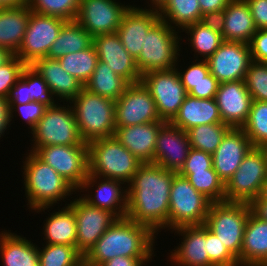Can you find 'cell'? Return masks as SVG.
Here are the masks:
<instances>
[{
    "label": "cell",
    "mask_w": 267,
    "mask_h": 266,
    "mask_svg": "<svg viewBox=\"0 0 267 266\" xmlns=\"http://www.w3.org/2000/svg\"><path fill=\"white\" fill-rule=\"evenodd\" d=\"M27 5L32 12L72 21L77 18L80 0H28Z\"/></svg>",
    "instance_id": "obj_42"
},
{
    "label": "cell",
    "mask_w": 267,
    "mask_h": 266,
    "mask_svg": "<svg viewBox=\"0 0 267 266\" xmlns=\"http://www.w3.org/2000/svg\"><path fill=\"white\" fill-rule=\"evenodd\" d=\"M30 66L39 73L60 102H71L84 88L79 80L62 68L58 59L39 58Z\"/></svg>",
    "instance_id": "obj_27"
},
{
    "label": "cell",
    "mask_w": 267,
    "mask_h": 266,
    "mask_svg": "<svg viewBox=\"0 0 267 266\" xmlns=\"http://www.w3.org/2000/svg\"><path fill=\"white\" fill-rule=\"evenodd\" d=\"M181 34L159 19L147 32L141 53L136 59L140 74L175 68L180 57V41L184 40Z\"/></svg>",
    "instance_id": "obj_6"
},
{
    "label": "cell",
    "mask_w": 267,
    "mask_h": 266,
    "mask_svg": "<svg viewBox=\"0 0 267 266\" xmlns=\"http://www.w3.org/2000/svg\"><path fill=\"white\" fill-rule=\"evenodd\" d=\"M188 179L191 185L212 203L225 201V184L213 169L200 172H178Z\"/></svg>",
    "instance_id": "obj_39"
},
{
    "label": "cell",
    "mask_w": 267,
    "mask_h": 266,
    "mask_svg": "<svg viewBox=\"0 0 267 266\" xmlns=\"http://www.w3.org/2000/svg\"><path fill=\"white\" fill-rule=\"evenodd\" d=\"M40 160L50 165L76 191L88 175V145H52L31 148Z\"/></svg>",
    "instance_id": "obj_11"
},
{
    "label": "cell",
    "mask_w": 267,
    "mask_h": 266,
    "mask_svg": "<svg viewBox=\"0 0 267 266\" xmlns=\"http://www.w3.org/2000/svg\"><path fill=\"white\" fill-rule=\"evenodd\" d=\"M14 55L8 49L0 47V67L7 63Z\"/></svg>",
    "instance_id": "obj_60"
},
{
    "label": "cell",
    "mask_w": 267,
    "mask_h": 266,
    "mask_svg": "<svg viewBox=\"0 0 267 266\" xmlns=\"http://www.w3.org/2000/svg\"><path fill=\"white\" fill-rule=\"evenodd\" d=\"M141 82L156 103L161 120L170 122L188 94L177 70L173 68L145 73L141 76Z\"/></svg>",
    "instance_id": "obj_13"
},
{
    "label": "cell",
    "mask_w": 267,
    "mask_h": 266,
    "mask_svg": "<svg viewBox=\"0 0 267 266\" xmlns=\"http://www.w3.org/2000/svg\"><path fill=\"white\" fill-rule=\"evenodd\" d=\"M27 65L16 55L0 67V97L7 98L10 89L21 78Z\"/></svg>",
    "instance_id": "obj_45"
},
{
    "label": "cell",
    "mask_w": 267,
    "mask_h": 266,
    "mask_svg": "<svg viewBox=\"0 0 267 266\" xmlns=\"http://www.w3.org/2000/svg\"><path fill=\"white\" fill-rule=\"evenodd\" d=\"M2 266H39L38 245L11 230L0 232Z\"/></svg>",
    "instance_id": "obj_30"
},
{
    "label": "cell",
    "mask_w": 267,
    "mask_h": 266,
    "mask_svg": "<svg viewBox=\"0 0 267 266\" xmlns=\"http://www.w3.org/2000/svg\"><path fill=\"white\" fill-rule=\"evenodd\" d=\"M185 32L190 49H193L194 58L207 60L224 41L216 19H205L187 26ZM196 55V56H195ZM199 55V56H198Z\"/></svg>",
    "instance_id": "obj_32"
},
{
    "label": "cell",
    "mask_w": 267,
    "mask_h": 266,
    "mask_svg": "<svg viewBox=\"0 0 267 266\" xmlns=\"http://www.w3.org/2000/svg\"><path fill=\"white\" fill-rule=\"evenodd\" d=\"M46 245V246H45ZM38 246L39 266H78L84 255L75 247L62 244Z\"/></svg>",
    "instance_id": "obj_40"
},
{
    "label": "cell",
    "mask_w": 267,
    "mask_h": 266,
    "mask_svg": "<svg viewBox=\"0 0 267 266\" xmlns=\"http://www.w3.org/2000/svg\"><path fill=\"white\" fill-rule=\"evenodd\" d=\"M179 61L180 60L178 59L175 69L179 74L181 83L183 84L186 92L188 93L195 85H197L201 81L206 80V76L210 73L209 66L206 60H202L201 58L198 60L194 59V61L191 62L193 64H190L188 68H184V70L182 71L178 65Z\"/></svg>",
    "instance_id": "obj_47"
},
{
    "label": "cell",
    "mask_w": 267,
    "mask_h": 266,
    "mask_svg": "<svg viewBox=\"0 0 267 266\" xmlns=\"http://www.w3.org/2000/svg\"><path fill=\"white\" fill-rule=\"evenodd\" d=\"M28 4V0H0V8L16 7Z\"/></svg>",
    "instance_id": "obj_59"
},
{
    "label": "cell",
    "mask_w": 267,
    "mask_h": 266,
    "mask_svg": "<svg viewBox=\"0 0 267 266\" xmlns=\"http://www.w3.org/2000/svg\"><path fill=\"white\" fill-rule=\"evenodd\" d=\"M165 121L115 128L114 137L142 163H153L158 131Z\"/></svg>",
    "instance_id": "obj_25"
},
{
    "label": "cell",
    "mask_w": 267,
    "mask_h": 266,
    "mask_svg": "<svg viewBox=\"0 0 267 266\" xmlns=\"http://www.w3.org/2000/svg\"><path fill=\"white\" fill-rule=\"evenodd\" d=\"M219 86L217 79L209 73L206 80L195 85L188 94L196 98L213 99Z\"/></svg>",
    "instance_id": "obj_52"
},
{
    "label": "cell",
    "mask_w": 267,
    "mask_h": 266,
    "mask_svg": "<svg viewBox=\"0 0 267 266\" xmlns=\"http://www.w3.org/2000/svg\"><path fill=\"white\" fill-rule=\"evenodd\" d=\"M72 200L70 203L67 201L65 203L75 214L76 248L85 255L118 217L108 210L91 206L80 196Z\"/></svg>",
    "instance_id": "obj_15"
},
{
    "label": "cell",
    "mask_w": 267,
    "mask_h": 266,
    "mask_svg": "<svg viewBox=\"0 0 267 266\" xmlns=\"http://www.w3.org/2000/svg\"><path fill=\"white\" fill-rule=\"evenodd\" d=\"M58 60L65 71L85 85L91 78L99 58L96 48L92 44L89 48L69 53L60 57Z\"/></svg>",
    "instance_id": "obj_37"
},
{
    "label": "cell",
    "mask_w": 267,
    "mask_h": 266,
    "mask_svg": "<svg viewBox=\"0 0 267 266\" xmlns=\"http://www.w3.org/2000/svg\"><path fill=\"white\" fill-rule=\"evenodd\" d=\"M28 92L32 101H37L46 107L58 103L47 83L31 66H28Z\"/></svg>",
    "instance_id": "obj_44"
},
{
    "label": "cell",
    "mask_w": 267,
    "mask_h": 266,
    "mask_svg": "<svg viewBox=\"0 0 267 266\" xmlns=\"http://www.w3.org/2000/svg\"><path fill=\"white\" fill-rule=\"evenodd\" d=\"M231 0H198L202 15L206 19H217Z\"/></svg>",
    "instance_id": "obj_54"
},
{
    "label": "cell",
    "mask_w": 267,
    "mask_h": 266,
    "mask_svg": "<svg viewBox=\"0 0 267 266\" xmlns=\"http://www.w3.org/2000/svg\"><path fill=\"white\" fill-rule=\"evenodd\" d=\"M252 144L242 128H230L221 144L212 154V166L218 177L226 184L239 168Z\"/></svg>",
    "instance_id": "obj_23"
},
{
    "label": "cell",
    "mask_w": 267,
    "mask_h": 266,
    "mask_svg": "<svg viewBox=\"0 0 267 266\" xmlns=\"http://www.w3.org/2000/svg\"><path fill=\"white\" fill-rule=\"evenodd\" d=\"M163 121L150 92L140 81L129 84L115 101V126L125 127Z\"/></svg>",
    "instance_id": "obj_14"
},
{
    "label": "cell",
    "mask_w": 267,
    "mask_h": 266,
    "mask_svg": "<svg viewBox=\"0 0 267 266\" xmlns=\"http://www.w3.org/2000/svg\"><path fill=\"white\" fill-rule=\"evenodd\" d=\"M142 164L114 136L88 143V173L114 179L126 186Z\"/></svg>",
    "instance_id": "obj_4"
},
{
    "label": "cell",
    "mask_w": 267,
    "mask_h": 266,
    "mask_svg": "<svg viewBox=\"0 0 267 266\" xmlns=\"http://www.w3.org/2000/svg\"><path fill=\"white\" fill-rule=\"evenodd\" d=\"M206 61L219 83L244 80L252 62L250 45L224 40Z\"/></svg>",
    "instance_id": "obj_17"
},
{
    "label": "cell",
    "mask_w": 267,
    "mask_h": 266,
    "mask_svg": "<svg viewBox=\"0 0 267 266\" xmlns=\"http://www.w3.org/2000/svg\"><path fill=\"white\" fill-rule=\"evenodd\" d=\"M240 266H267V221L252 211L245 226Z\"/></svg>",
    "instance_id": "obj_29"
},
{
    "label": "cell",
    "mask_w": 267,
    "mask_h": 266,
    "mask_svg": "<svg viewBox=\"0 0 267 266\" xmlns=\"http://www.w3.org/2000/svg\"><path fill=\"white\" fill-rule=\"evenodd\" d=\"M214 266H240L238 260L220 242L219 238L207 229V251Z\"/></svg>",
    "instance_id": "obj_46"
},
{
    "label": "cell",
    "mask_w": 267,
    "mask_h": 266,
    "mask_svg": "<svg viewBox=\"0 0 267 266\" xmlns=\"http://www.w3.org/2000/svg\"><path fill=\"white\" fill-rule=\"evenodd\" d=\"M212 167V155L202 150L191 148L184 166L179 172H200Z\"/></svg>",
    "instance_id": "obj_49"
},
{
    "label": "cell",
    "mask_w": 267,
    "mask_h": 266,
    "mask_svg": "<svg viewBox=\"0 0 267 266\" xmlns=\"http://www.w3.org/2000/svg\"><path fill=\"white\" fill-rule=\"evenodd\" d=\"M92 44L93 37L76 20L66 21L47 57L59 59L69 53L89 48Z\"/></svg>",
    "instance_id": "obj_34"
},
{
    "label": "cell",
    "mask_w": 267,
    "mask_h": 266,
    "mask_svg": "<svg viewBox=\"0 0 267 266\" xmlns=\"http://www.w3.org/2000/svg\"><path fill=\"white\" fill-rule=\"evenodd\" d=\"M170 231L183 236L179 238L181 244L170 251L167 261H172V266H214L206 252L207 228L204 225L181 226Z\"/></svg>",
    "instance_id": "obj_22"
},
{
    "label": "cell",
    "mask_w": 267,
    "mask_h": 266,
    "mask_svg": "<svg viewBox=\"0 0 267 266\" xmlns=\"http://www.w3.org/2000/svg\"><path fill=\"white\" fill-rule=\"evenodd\" d=\"M251 211V205L248 203H211L204 223L238 260L239 265L245 226Z\"/></svg>",
    "instance_id": "obj_7"
},
{
    "label": "cell",
    "mask_w": 267,
    "mask_h": 266,
    "mask_svg": "<svg viewBox=\"0 0 267 266\" xmlns=\"http://www.w3.org/2000/svg\"><path fill=\"white\" fill-rule=\"evenodd\" d=\"M215 100L222 122L232 128H242L253 101L244 80L219 83Z\"/></svg>",
    "instance_id": "obj_19"
},
{
    "label": "cell",
    "mask_w": 267,
    "mask_h": 266,
    "mask_svg": "<svg viewBox=\"0 0 267 266\" xmlns=\"http://www.w3.org/2000/svg\"><path fill=\"white\" fill-rule=\"evenodd\" d=\"M90 189H95V193ZM89 190L91 192H89ZM77 192H80L79 195L81 192H87L88 194H81L80 197L91 206L108 210L114 213L118 218L126 217L127 186L123 182L98 177L88 173L87 178Z\"/></svg>",
    "instance_id": "obj_18"
},
{
    "label": "cell",
    "mask_w": 267,
    "mask_h": 266,
    "mask_svg": "<svg viewBox=\"0 0 267 266\" xmlns=\"http://www.w3.org/2000/svg\"><path fill=\"white\" fill-rule=\"evenodd\" d=\"M145 2H147L148 5L149 4L150 5L147 6L149 8H147L146 6L143 7L144 10L160 12L166 6V4L168 3V0H149V1L146 0Z\"/></svg>",
    "instance_id": "obj_58"
},
{
    "label": "cell",
    "mask_w": 267,
    "mask_h": 266,
    "mask_svg": "<svg viewBox=\"0 0 267 266\" xmlns=\"http://www.w3.org/2000/svg\"><path fill=\"white\" fill-rule=\"evenodd\" d=\"M48 214L44 220L43 241L47 244L75 246L77 241L74 211L67 205Z\"/></svg>",
    "instance_id": "obj_33"
},
{
    "label": "cell",
    "mask_w": 267,
    "mask_h": 266,
    "mask_svg": "<svg viewBox=\"0 0 267 266\" xmlns=\"http://www.w3.org/2000/svg\"><path fill=\"white\" fill-rule=\"evenodd\" d=\"M267 179V157L262 147H252L225 184V201L250 204Z\"/></svg>",
    "instance_id": "obj_10"
},
{
    "label": "cell",
    "mask_w": 267,
    "mask_h": 266,
    "mask_svg": "<svg viewBox=\"0 0 267 266\" xmlns=\"http://www.w3.org/2000/svg\"><path fill=\"white\" fill-rule=\"evenodd\" d=\"M66 104V105H65ZM33 136L31 148L52 145H88L79 134L73 107L67 102L48 107L42 118L29 132Z\"/></svg>",
    "instance_id": "obj_8"
},
{
    "label": "cell",
    "mask_w": 267,
    "mask_h": 266,
    "mask_svg": "<svg viewBox=\"0 0 267 266\" xmlns=\"http://www.w3.org/2000/svg\"><path fill=\"white\" fill-rule=\"evenodd\" d=\"M66 20L49 15H42L30 10V18L16 54L27 66L37 59L47 57L51 45L59 36Z\"/></svg>",
    "instance_id": "obj_12"
},
{
    "label": "cell",
    "mask_w": 267,
    "mask_h": 266,
    "mask_svg": "<svg viewBox=\"0 0 267 266\" xmlns=\"http://www.w3.org/2000/svg\"><path fill=\"white\" fill-rule=\"evenodd\" d=\"M216 21L226 41L249 44L258 30L245 0H231Z\"/></svg>",
    "instance_id": "obj_26"
},
{
    "label": "cell",
    "mask_w": 267,
    "mask_h": 266,
    "mask_svg": "<svg viewBox=\"0 0 267 266\" xmlns=\"http://www.w3.org/2000/svg\"><path fill=\"white\" fill-rule=\"evenodd\" d=\"M159 15L160 19L180 32L187 26L206 19L201 13L198 0H168Z\"/></svg>",
    "instance_id": "obj_36"
},
{
    "label": "cell",
    "mask_w": 267,
    "mask_h": 266,
    "mask_svg": "<svg viewBox=\"0 0 267 266\" xmlns=\"http://www.w3.org/2000/svg\"><path fill=\"white\" fill-rule=\"evenodd\" d=\"M47 108L37 101H31L25 104H10L11 121H14L12 120L15 116L14 114L18 112V116L26 123V126H29L28 128L31 131L42 118Z\"/></svg>",
    "instance_id": "obj_48"
},
{
    "label": "cell",
    "mask_w": 267,
    "mask_h": 266,
    "mask_svg": "<svg viewBox=\"0 0 267 266\" xmlns=\"http://www.w3.org/2000/svg\"><path fill=\"white\" fill-rule=\"evenodd\" d=\"M244 82L253 100L267 101V65L264 62L252 61Z\"/></svg>",
    "instance_id": "obj_43"
},
{
    "label": "cell",
    "mask_w": 267,
    "mask_h": 266,
    "mask_svg": "<svg viewBox=\"0 0 267 266\" xmlns=\"http://www.w3.org/2000/svg\"><path fill=\"white\" fill-rule=\"evenodd\" d=\"M231 127L225 123L198 125L187 130L191 148L213 154Z\"/></svg>",
    "instance_id": "obj_38"
},
{
    "label": "cell",
    "mask_w": 267,
    "mask_h": 266,
    "mask_svg": "<svg viewBox=\"0 0 267 266\" xmlns=\"http://www.w3.org/2000/svg\"><path fill=\"white\" fill-rule=\"evenodd\" d=\"M100 61L105 62L117 75L124 78L129 84L141 81V74L136 59L122 45L117 33L101 34L93 37Z\"/></svg>",
    "instance_id": "obj_21"
},
{
    "label": "cell",
    "mask_w": 267,
    "mask_h": 266,
    "mask_svg": "<svg viewBox=\"0 0 267 266\" xmlns=\"http://www.w3.org/2000/svg\"><path fill=\"white\" fill-rule=\"evenodd\" d=\"M131 5L116 0H80L76 21L92 36L117 33Z\"/></svg>",
    "instance_id": "obj_16"
},
{
    "label": "cell",
    "mask_w": 267,
    "mask_h": 266,
    "mask_svg": "<svg viewBox=\"0 0 267 266\" xmlns=\"http://www.w3.org/2000/svg\"><path fill=\"white\" fill-rule=\"evenodd\" d=\"M129 83L117 75L103 61H98L94 72L84 88L89 92L116 101Z\"/></svg>",
    "instance_id": "obj_35"
},
{
    "label": "cell",
    "mask_w": 267,
    "mask_h": 266,
    "mask_svg": "<svg viewBox=\"0 0 267 266\" xmlns=\"http://www.w3.org/2000/svg\"><path fill=\"white\" fill-rule=\"evenodd\" d=\"M262 148H263V150L265 151V153H266V157H267V143H266Z\"/></svg>",
    "instance_id": "obj_62"
},
{
    "label": "cell",
    "mask_w": 267,
    "mask_h": 266,
    "mask_svg": "<svg viewBox=\"0 0 267 266\" xmlns=\"http://www.w3.org/2000/svg\"><path fill=\"white\" fill-rule=\"evenodd\" d=\"M170 123L187 131L198 125L223 123L215 98L202 99L189 94Z\"/></svg>",
    "instance_id": "obj_28"
},
{
    "label": "cell",
    "mask_w": 267,
    "mask_h": 266,
    "mask_svg": "<svg viewBox=\"0 0 267 266\" xmlns=\"http://www.w3.org/2000/svg\"><path fill=\"white\" fill-rule=\"evenodd\" d=\"M157 234L148 226L118 218L84 255L88 266H100L116 256L153 257Z\"/></svg>",
    "instance_id": "obj_2"
},
{
    "label": "cell",
    "mask_w": 267,
    "mask_h": 266,
    "mask_svg": "<svg viewBox=\"0 0 267 266\" xmlns=\"http://www.w3.org/2000/svg\"><path fill=\"white\" fill-rule=\"evenodd\" d=\"M176 173L155 163H142L127 185L126 217L157 235L168 230L169 195Z\"/></svg>",
    "instance_id": "obj_1"
},
{
    "label": "cell",
    "mask_w": 267,
    "mask_h": 266,
    "mask_svg": "<svg viewBox=\"0 0 267 266\" xmlns=\"http://www.w3.org/2000/svg\"><path fill=\"white\" fill-rule=\"evenodd\" d=\"M257 29H267V0H245Z\"/></svg>",
    "instance_id": "obj_53"
},
{
    "label": "cell",
    "mask_w": 267,
    "mask_h": 266,
    "mask_svg": "<svg viewBox=\"0 0 267 266\" xmlns=\"http://www.w3.org/2000/svg\"><path fill=\"white\" fill-rule=\"evenodd\" d=\"M252 61H267V29H259L249 43Z\"/></svg>",
    "instance_id": "obj_51"
},
{
    "label": "cell",
    "mask_w": 267,
    "mask_h": 266,
    "mask_svg": "<svg viewBox=\"0 0 267 266\" xmlns=\"http://www.w3.org/2000/svg\"><path fill=\"white\" fill-rule=\"evenodd\" d=\"M11 122L10 104L7 98L0 97V138L5 135L6 129L9 130Z\"/></svg>",
    "instance_id": "obj_56"
},
{
    "label": "cell",
    "mask_w": 267,
    "mask_h": 266,
    "mask_svg": "<svg viewBox=\"0 0 267 266\" xmlns=\"http://www.w3.org/2000/svg\"><path fill=\"white\" fill-rule=\"evenodd\" d=\"M23 160V186L29 211L45 212L56 204L62 203L64 199L76 190L50 165L40 160L33 152H27ZM62 200V201H61Z\"/></svg>",
    "instance_id": "obj_3"
},
{
    "label": "cell",
    "mask_w": 267,
    "mask_h": 266,
    "mask_svg": "<svg viewBox=\"0 0 267 266\" xmlns=\"http://www.w3.org/2000/svg\"><path fill=\"white\" fill-rule=\"evenodd\" d=\"M136 6L131 5L123 14L117 30L122 45L135 59L141 53L147 32L160 19L159 12Z\"/></svg>",
    "instance_id": "obj_24"
},
{
    "label": "cell",
    "mask_w": 267,
    "mask_h": 266,
    "mask_svg": "<svg viewBox=\"0 0 267 266\" xmlns=\"http://www.w3.org/2000/svg\"><path fill=\"white\" fill-rule=\"evenodd\" d=\"M30 18L27 4L0 8V47L17 54Z\"/></svg>",
    "instance_id": "obj_31"
},
{
    "label": "cell",
    "mask_w": 267,
    "mask_h": 266,
    "mask_svg": "<svg viewBox=\"0 0 267 266\" xmlns=\"http://www.w3.org/2000/svg\"><path fill=\"white\" fill-rule=\"evenodd\" d=\"M81 139L113 137L115 133V101L83 88L71 101Z\"/></svg>",
    "instance_id": "obj_5"
},
{
    "label": "cell",
    "mask_w": 267,
    "mask_h": 266,
    "mask_svg": "<svg viewBox=\"0 0 267 266\" xmlns=\"http://www.w3.org/2000/svg\"><path fill=\"white\" fill-rule=\"evenodd\" d=\"M190 149L187 132L165 122L158 131L153 163L178 173Z\"/></svg>",
    "instance_id": "obj_20"
},
{
    "label": "cell",
    "mask_w": 267,
    "mask_h": 266,
    "mask_svg": "<svg viewBox=\"0 0 267 266\" xmlns=\"http://www.w3.org/2000/svg\"><path fill=\"white\" fill-rule=\"evenodd\" d=\"M169 196L168 231L181 226L204 225L212 202L186 177L175 174Z\"/></svg>",
    "instance_id": "obj_9"
},
{
    "label": "cell",
    "mask_w": 267,
    "mask_h": 266,
    "mask_svg": "<svg viewBox=\"0 0 267 266\" xmlns=\"http://www.w3.org/2000/svg\"><path fill=\"white\" fill-rule=\"evenodd\" d=\"M254 200H267V179L262 185L259 196L255 198Z\"/></svg>",
    "instance_id": "obj_61"
},
{
    "label": "cell",
    "mask_w": 267,
    "mask_h": 266,
    "mask_svg": "<svg viewBox=\"0 0 267 266\" xmlns=\"http://www.w3.org/2000/svg\"><path fill=\"white\" fill-rule=\"evenodd\" d=\"M7 100L9 104H25L32 101L28 92V66L23 70L21 78L10 89Z\"/></svg>",
    "instance_id": "obj_50"
},
{
    "label": "cell",
    "mask_w": 267,
    "mask_h": 266,
    "mask_svg": "<svg viewBox=\"0 0 267 266\" xmlns=\"http://www.w3.org/2000/svg\"><path fill=\"white\" fill-rule=\"evenodd\" d=\"M242 129L253 147H263L267 143V101H252L248 119Z\"/></svg>",
    "instance_id": "obj_41"
},
{
    "label": "cell",
    "mask_w": 267,
    "mask_h": 266,
    "mask_svg": "<svg viewBox=\"0 0 267 266\" xmlns=\"http://www.w3.org/2000/svg\"><path fill=\"white\" fill-rule=\"evenodd\" d=\"M250 205L252 212L259 219L267 221V200H253Z\"/></svg>",
    "instance_id": "obj_57"
},
{
    "label": "cell",
    "mask_w": 267,
    "mask_h": 266,
    "mask_svg": "<svg viewBox=\"0 0 267 266\" xmlns=\"http://www.w3.org/2000/svg\"><path fill=\"white\" fill-rule=\"evenodd\" d=\"M152 257H124L116 256L102 263L100 266H146Z\"/></svg>",
    "instance_id": "obj_55"
}]
</instances>
